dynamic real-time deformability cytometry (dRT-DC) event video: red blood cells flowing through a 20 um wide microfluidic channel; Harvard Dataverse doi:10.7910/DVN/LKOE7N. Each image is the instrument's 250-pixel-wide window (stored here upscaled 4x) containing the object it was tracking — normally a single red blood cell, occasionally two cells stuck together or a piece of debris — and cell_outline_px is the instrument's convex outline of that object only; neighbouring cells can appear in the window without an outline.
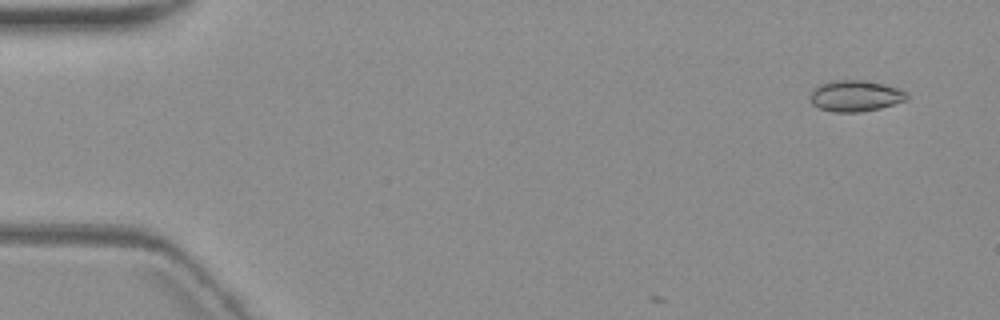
{"species": "common noctule bat (a hibernating species)", "species_latin": "Nyctalus noctula", "temperature_condition": "warm", "stored_images_in_passage": 6, "camera_frame_rate_fps": 3000, "um_per_image_px": 0.085, "animal": {"sex": "female", "body_mass_g": 19.3, "forearm_length_mm": 54.1}, "frame": {"image": 1, "passage_image": 1, "time_ms": 0.0, "image_size_px": [1000, 320], "cell_outline_px": [[908, 100], [880, 108], [860, 112], [832, 112], [820, 108], [812, 104], [808, 96], [812, 88], [820, 84], [832, 80], [864, 80], [884, 84], [900, 88], [908, 92]], "centroid_in_image_um": [72.7, 8.14], "position_along_channel_um": 12.3, "area_um2": 17.92}}
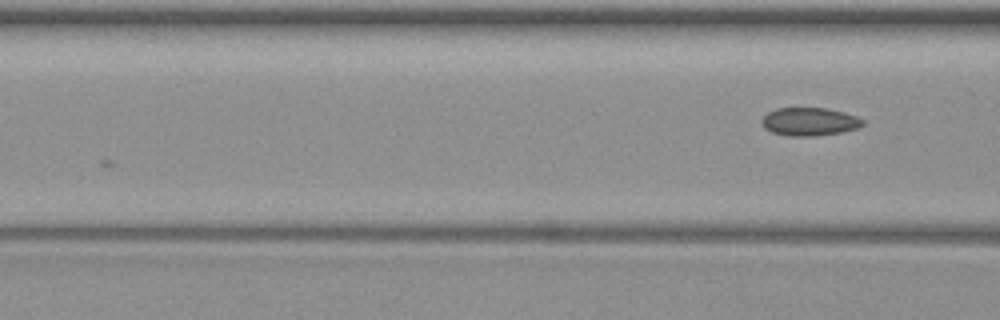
{"frame": {"image": 2, "passage_image": 6, "time_ms": 6.0, "image_size_px": [1000, 320], "cell_outline_px": [[864, 124], [856, 128], [844, 132], [816, 136], [788, 136], [772, 132], [764, 128], [760, 120], [768, 112], [776, 108], [828, 108], [844, 112], [856, 116], [864, 120]], "centroid_in_image_um": [68.8, 10.34], "position_along_channel_um": 97.8, "area_um2": 16.7}}